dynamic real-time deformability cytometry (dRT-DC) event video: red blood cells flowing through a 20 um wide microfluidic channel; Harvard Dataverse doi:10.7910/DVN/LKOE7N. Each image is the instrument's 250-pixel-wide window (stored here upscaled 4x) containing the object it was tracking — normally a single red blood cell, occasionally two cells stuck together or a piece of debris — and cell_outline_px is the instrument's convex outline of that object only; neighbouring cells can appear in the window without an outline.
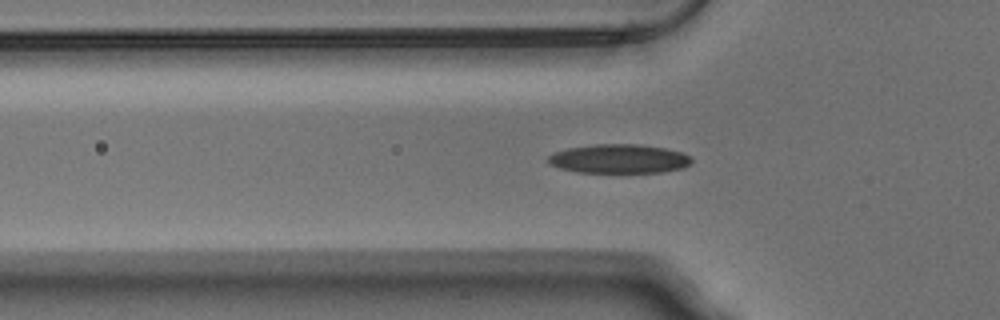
{"species": "Egyptian fruit bat (a non-hibernating species)", "species_latin": "Rousettus aegyptiacus", "temperature_condition": "warm", "stored_images_in_passage": 42, "segment_of_instrument_passage": [1, 2], "camera_frame_rate_fps": 3000, "um_per_image_px": 0.085, "animal": {"sex": "male"}, "frame": {"image": 1, "passage_image": 5, "time_ms": 1.333, "image_size_px": [1000, 320], "cell_outline_px": [[692, 164], [684, 168], [660, 172], [576, 172], [560, 168], [548, 164], [548, 156], [556, 152], [568, 148], [596, 144], [640, 144], [664, 148], [680, 152], [692, 156]], "centroid_in_image_um": [52.65, 13.5], "position_along_channel_um": 73.2, "area_um2": 24.28}}
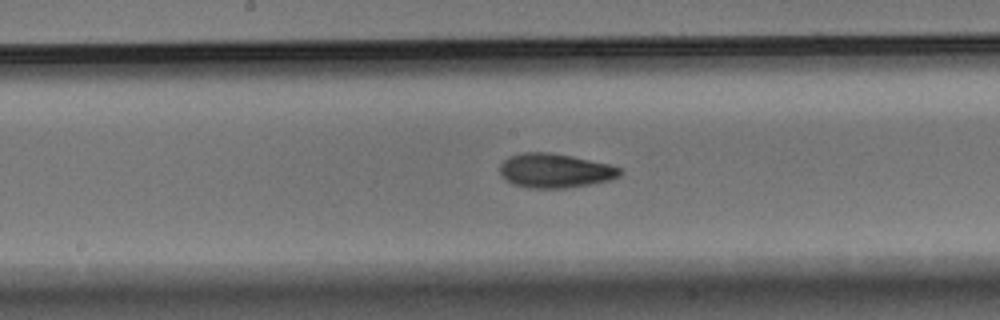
{"frame": {"image": 2, "passage_image": 15, "time_ms": 4.667, "image_size_px": [1000, 320], "cell_outline_px": [[620, 176], [612, 180], [564, 188], [528, 188], [512, 184], [500, 172], [500, 164], [508, 156], [524, 152], [552, 152], [572, 156], [608, 164], [620, 168]], "centroid_in_image_um": [47.16, 14.5], "position_along_channel_um": 201.0, "area_um2": 23.87}}
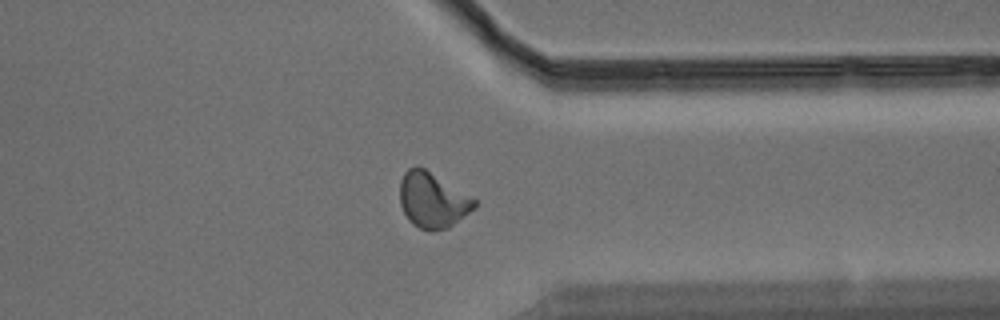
{"frame": {"image": 3, "passage_image": 29, "time_ms": 9.333, "image_size_px": [1000, 320], "cell_outline_px": [[476, 208], [448, 228], [420, 228], [412, 224], [408, 220], [400, 204], [400, 180], [404, 172], [408, 168], [416, 164], [424, 168], [476, 200]], "centroid_in_image_um": [36.74, 16.98], "position_along_channel_um": 374.7, "area_um2": 23.64}}